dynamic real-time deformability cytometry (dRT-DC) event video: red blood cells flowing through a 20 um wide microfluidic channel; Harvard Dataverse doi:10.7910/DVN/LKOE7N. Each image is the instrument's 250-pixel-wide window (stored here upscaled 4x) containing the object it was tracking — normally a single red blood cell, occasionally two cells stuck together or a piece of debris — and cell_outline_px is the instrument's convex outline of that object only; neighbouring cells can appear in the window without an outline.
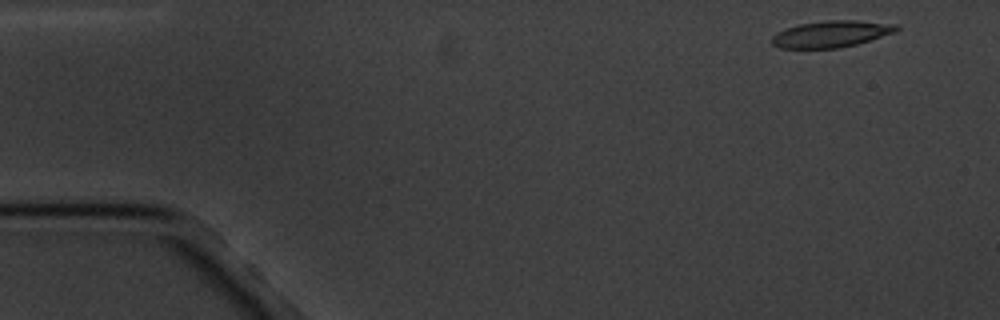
{"species": "common noctule bat (a hibernating species)", "species_latin": "Nyctalus noctula", "temperature_condition": "cold", "stored_images_in_passage": 7, "camera_frame_rate_fps": 3000, "um_per_image_px": 0.085, "animal": {"sex": "male", "body_mass_g": 20.1, "forearm_length_mm": 53.5}, "frame": {"image": 1, "passage_image": 1, "time_ms": 0.0, "image_size_px": [1000, 320], "cell_outline_px": [[900, 28], [896, 32], [856, 44], [840, 48], [780, 48], [772, 44], [772, 36], [776, 32], [800, 24], [824, 20], [856, 20], [900, 24]], "centroid_in_image_um": [70.7, 2.88], "position_along_channel_um": 14.3, "area_um2": 19.36}}
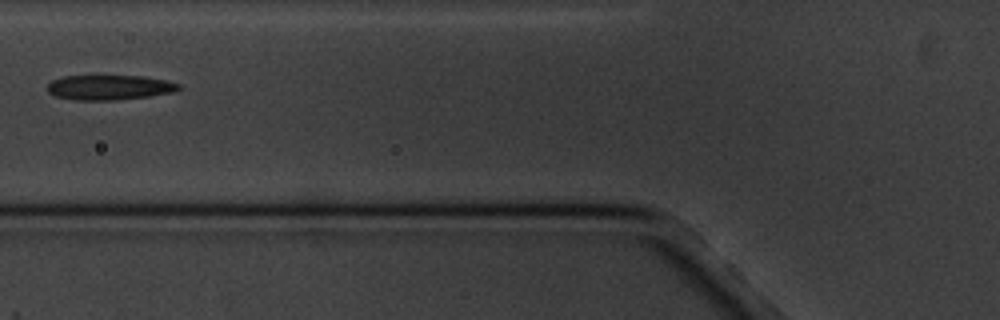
{"frame": {"image": 2, "passage_image": 6, "time_ms": 6.0, "image_size_px": [1000, 320], "cell_outline_px": [[180, 88], [172, 92], [148, 96], [116, 100], [72, 100], [56, 96], [48, 92], [48, 84], [52, 80], [64, 76], [144, 76], [164, 80], [180, 84]], "centroid_in_image_um": [9.27, 7.43], "position_along_channel_um": 116.5, "area_um2": 18.9}}
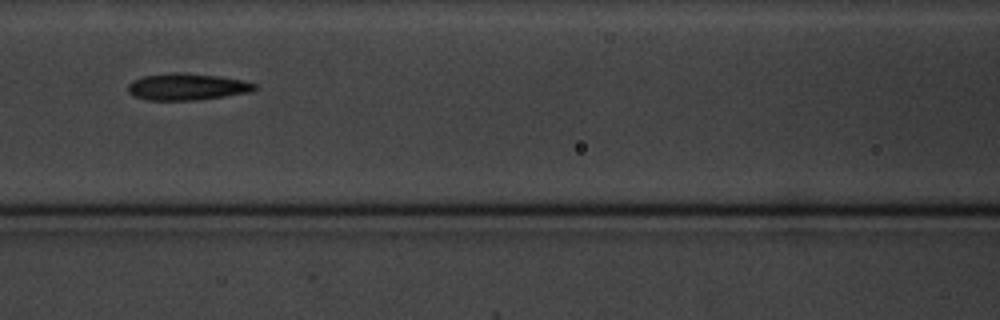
{"frame": {"image": 3, "passage_image": 7, "time_ms": 7.0, "image_size_px": [1000, 320], "cell_outline_px": [[256, 88], [252, 92], [196, 100], [144, 100], [132, 96], [128, 92], [128, 84], [132, 80], [144, 76], [172, 72], [180, 72], [220, 76], [240, 80], [256, 84]], "centroid_in_image_um": [15.85, 7.38], "position_along_channel_um": 150.8, "area_um2": 19.83}}